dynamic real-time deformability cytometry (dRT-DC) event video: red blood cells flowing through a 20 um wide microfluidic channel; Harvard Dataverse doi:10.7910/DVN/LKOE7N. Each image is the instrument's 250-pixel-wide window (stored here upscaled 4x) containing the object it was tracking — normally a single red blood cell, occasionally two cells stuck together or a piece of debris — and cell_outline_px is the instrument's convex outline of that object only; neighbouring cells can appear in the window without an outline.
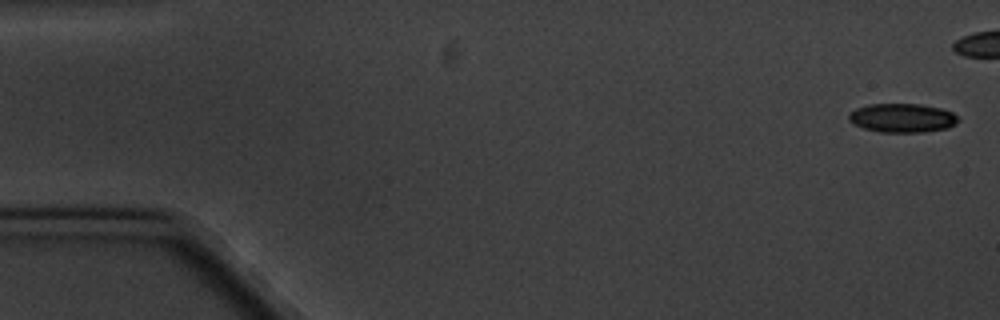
{"species": "common noctule bat (a hibernating species)", "species_latin": "Nyctalus noctula", "temperature_condition": "cold", "stored_images_in_passage": 8, "camera_frame_rate_fps": 3000, "um_per_image_px": 0.085, "animal": {"sex": "male", "body_mass_g": 20.1, "forearm_length_mm": 53.5}, "frame": {"image": 1, "passage_image": 1, "time_ms": 0.0, "image_size_px": [1000, 320], "cell_outline_px": [[960, 120], [956, 124], [948, 128], [924, 132], [880, 132], [864, 128], [852, 124], [848, 120], [848, 112], [856, 108], [868, 104], [920, 104], [940, 108], [952, 112]], "centroid_in_image_um": [76.67, 10.02], "position_along_channel_um": 8.3, "area_um2": 18.61}}